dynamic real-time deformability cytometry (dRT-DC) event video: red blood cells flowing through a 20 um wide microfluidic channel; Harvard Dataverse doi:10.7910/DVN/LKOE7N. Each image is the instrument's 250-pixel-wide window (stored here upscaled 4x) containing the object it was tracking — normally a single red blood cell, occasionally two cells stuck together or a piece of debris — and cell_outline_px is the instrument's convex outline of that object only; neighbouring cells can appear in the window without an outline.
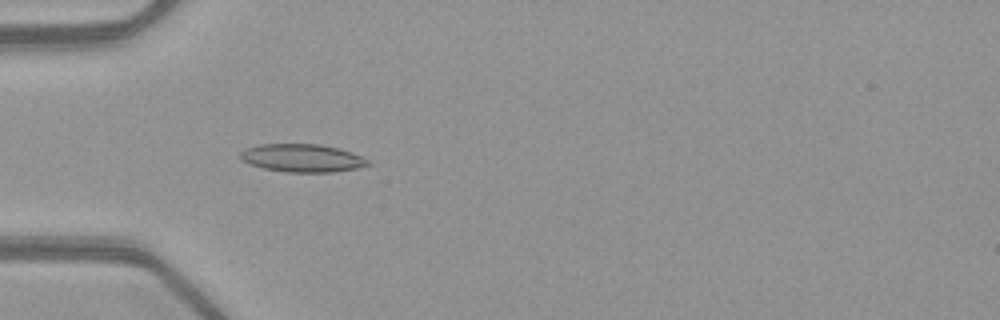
{"species": "common noctule bat (a hibernating species)", "species_latin": "Nyctalus noctula", "temperature_condition": "warm", "stored_images_in_passage": 51, "camera_frame_rate_fps": 3000, "um_per_image_px": 0.085, "animal": {"sex": "female", "body_mass_g": 21.9}, "frame": {"image": 1, "passage_image": 16, "time_ms": 5.0, "image_size_px": [1000, 320], "cell_outline_px": [[372, 164], [356, 168], [336, 172], [284, 172], [264, 168], [240, 160], [236, 156], [244, 148], [260, 144], [320, 144], [340, 148], [360, 156], [368, 160]], "centroid_in_image_um": [25.64, 13.43], "position_along_channel_um": 59.4, "area_um2": 20.98}}
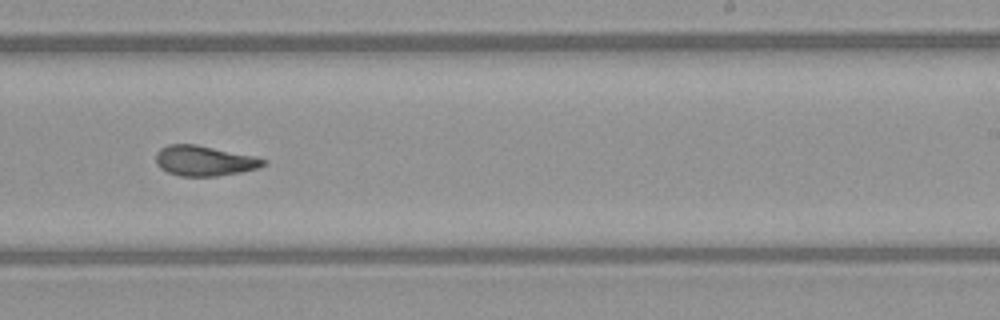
{"frame": {"image": 2, "passage_image": 32, "time_ms": 10.333, "image_size_px": [1000, 320], "cell_outline_px": [[268, 164], [260, 168], [240, 172], [216, 176], [180, 176], [168, 172], [160, 168], [156, 164], [156, 152], [160, 148], [168, 144], [196, 144], [256, 156], [268, 160]], "centroid_in_image_um": [17.4, 13.66], "position_along_channel_um": 271.6, "area_um2": 19.19}}
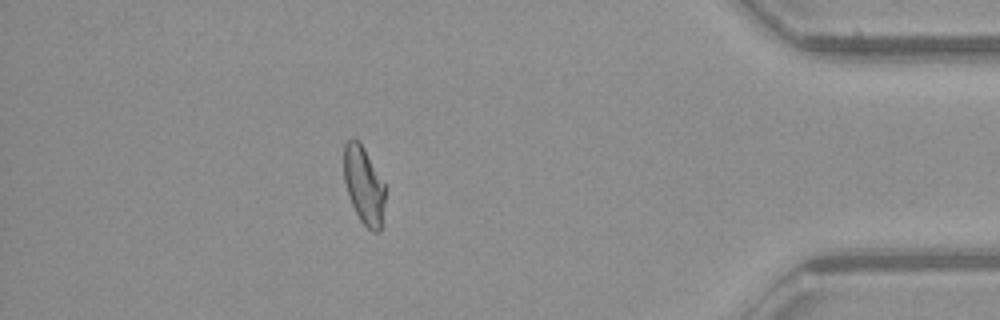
{"frame": {"image": 3, "passage_image": 45, "time_ms": 14.667, "image_size_px": [1000, 320], "cell_outline_px": [[384, 200], [380, 232], [372, 232], [360, 220], [352, 204], [344, 180], [344, 144], [352, 136], [356, 136], [360, 140], [384, 184]], "centroid_in_image_um": [30.9, 15.69], "position_along_channel_um": 404.3, "area_um2": 18.5}, "authors_computed_cell_mechanics": {"area_um2": 19.363, "velocity_mm_per_s": 4.0597, "shape_relaxation_time_tau1_ms": null, "shape_relaxation_time_tau2_ms": 2.0212, "deformation_change_tau1": null, "deformation_change_tau2": 0.0859}}